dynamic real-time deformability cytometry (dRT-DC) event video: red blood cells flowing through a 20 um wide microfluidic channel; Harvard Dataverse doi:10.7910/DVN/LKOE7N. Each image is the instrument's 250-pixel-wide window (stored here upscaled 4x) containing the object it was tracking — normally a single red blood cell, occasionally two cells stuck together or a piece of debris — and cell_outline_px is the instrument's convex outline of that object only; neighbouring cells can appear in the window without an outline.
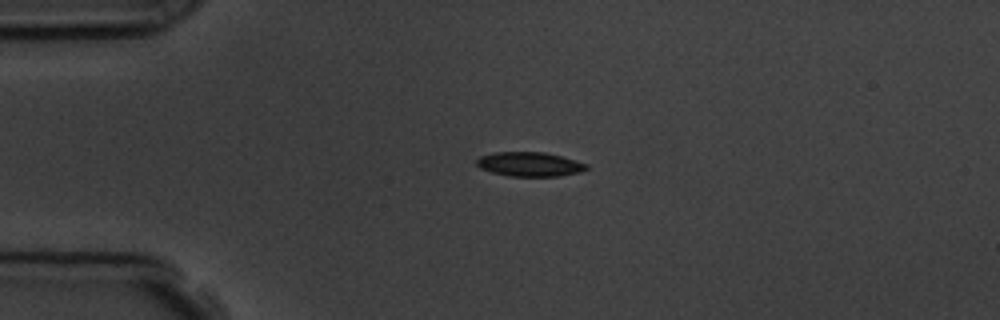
{"species": "common noctule bat (a hibernating species)", "species_latin": "Nyctalus noctula", "temperature_condition": "room temperature", "stored_images_in_passage": 5, "camera_frame_rate_fps": 3000, "um_per_image_px": 0.085, "animal": {"sex": "male", "body_mass_g": 19.5, "forearm_length_mm": 54.6}, "frame": {"image": 1, "passage_image": 4, "time_ms": 4.333, "image_size_px": [1000, 320], "cell_outline_px": [[588, 168], [580, 172], [560, 176], [508, 176], [492, 172], [480, 168], [476, 164], [476, 160], [480, 156], [496, 152], [544, 152], [576, 160], [588, 164]], "centroid_in_image_um": [45.02, 13.96], "position_along_channel_um": 40.0, "area_um2": 15.55}}